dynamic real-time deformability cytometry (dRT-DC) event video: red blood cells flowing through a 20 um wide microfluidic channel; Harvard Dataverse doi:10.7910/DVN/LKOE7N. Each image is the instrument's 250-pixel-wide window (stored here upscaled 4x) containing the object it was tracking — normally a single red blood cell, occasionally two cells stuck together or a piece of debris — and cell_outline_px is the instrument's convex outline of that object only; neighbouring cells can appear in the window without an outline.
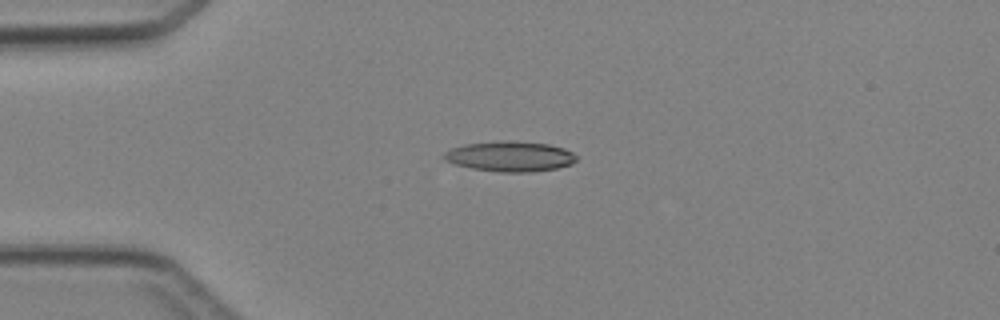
{"species": "Egyptian fruit bat (a non-hibernating species)", "species_latin": "Rousettus aegyptiacus", "temperature_condition": "cold", "stored_images_in_passage": 5, "camera_frame_rate_fps": 3000, "um_per_image_px": 0.085, "animal": {"sex": "female"}, "frame": {"image": 1, "passage_image": 3, "time_ms": 2.667, "image_size_px": [1000, 320], "cell_outline_px": [[576, 160], [572, 164], [556, 168], [532, 172], [500, 172], [472, 168], [456, 164], [444, 160], [444, 152], [448, 148], [464, 144], [504, 140], [548, 144], [564, 148], [572, 152], [576, 156]], "centroid_in_image_um": [43.33, 13.29], "position_along_channel_um": 41.7, "area_um2": 23.35}}
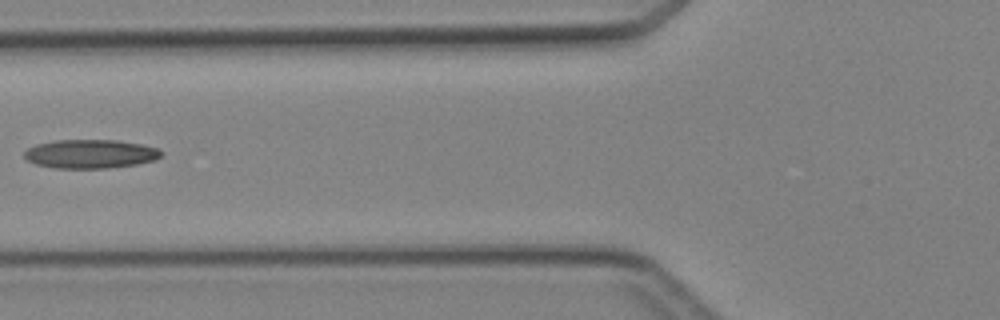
{"frame": {"image": 2, "passage_image": 5, "time_ms": 5.0, "image_size_px": [1000, 320], "cell_outline_px": [[164, 152], [156, 160], [136, 164], [108, 168], [56, 168], [36, 164], [28, 160], [24, 156], [24, 152], [28, 148], [36, 144], [56, 140], [116, 140], [144, 144], [160, 148]], "centroid_in_image_um": [7.73, 13.07], "position_along_channel_um": 118.1, "area_um2": 23.12}}